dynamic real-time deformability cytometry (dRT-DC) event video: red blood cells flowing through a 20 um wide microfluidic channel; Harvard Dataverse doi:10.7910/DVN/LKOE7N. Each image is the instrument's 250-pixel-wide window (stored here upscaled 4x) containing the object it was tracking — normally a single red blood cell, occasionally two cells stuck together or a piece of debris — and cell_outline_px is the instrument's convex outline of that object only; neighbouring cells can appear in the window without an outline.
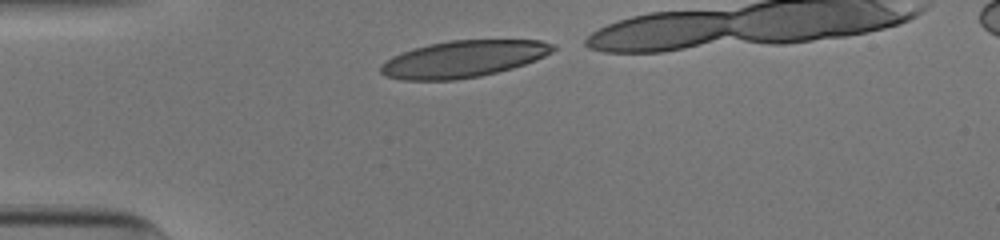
{"species": "human", "species_latin": "Homo sapiens", "temperature_condition": "cold", "stored_images_in_passage": 29, "camera_frame_rate_fps": 3000, "um_per_image_px": 0.085, "donor": {"sex": "male"}, "frame": {"image": 1, "passage_image": 1, "time_ms": 0.0, "image_size_px": [1000, 240], "cell_outline_px": [[556, 48], [552, 52], [536, 60], [512, 68], [480, 76], [456, 80], [400, 80], [384, 76], [380, 72], [380, 64], [392, 56], [412, 48], [428, 44], [452, 40], [540, 40], [556, 44]], "centroid_in_image_um": [39.36, 5.01], "position_along_channel_um": 45.6, "area_um2": 37.11}}
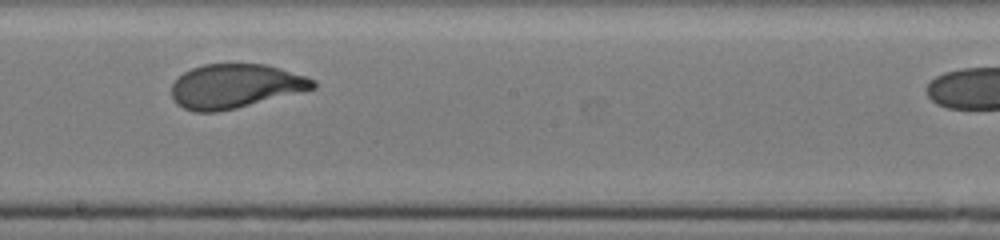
{"frame": {"image": 2, "passage_image": 17, "time_ms": 5.333, "image_size_px": [1000, 240], "cell_outline_px": [[316, 88], [236, 108], [216, 112], [192, 112], [176, 104], [172, 100], [172, 84], [184, 72], [192, 68], [204, 64], [268, 64], [316, 80]], "centroid_in_image_um": [19.97, 7.32], "position_along_channel_um": 228.2, "area_um2": 36.3}}
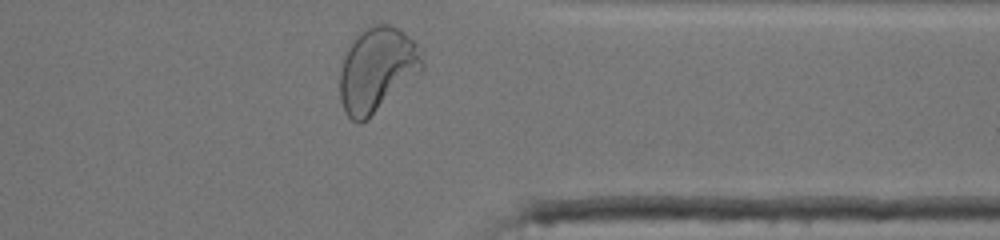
{"frame": {"image": 3, "passage_image": 29, "time_ms": 9.333, "image_size_px": [1000, 240], "cell_outline_px": [[424, 68], [420, 72], [360, 124], [356, 124], [344, 112], [340, 100], [340, 72], [344, 56], [348, 48], [360, 32], [376, 24], [388, 24], [404, 32], [424, 48]], "centroid_in_image_um": [32.07, 5.89], "position_along_channel_um": 379.3, "area_um2": 40.23}, "authors_computed_cell_mechanics": {"area_um2": 37.281, "velocity_mm_per_s": 3.8855, "shape_relaxation_time_tau1_ms": 3.4491, "shape_relaxation_time_tau2_ms": null, "deformation_change_tau1": 0.1864, "deformation_change_tau2": null}}